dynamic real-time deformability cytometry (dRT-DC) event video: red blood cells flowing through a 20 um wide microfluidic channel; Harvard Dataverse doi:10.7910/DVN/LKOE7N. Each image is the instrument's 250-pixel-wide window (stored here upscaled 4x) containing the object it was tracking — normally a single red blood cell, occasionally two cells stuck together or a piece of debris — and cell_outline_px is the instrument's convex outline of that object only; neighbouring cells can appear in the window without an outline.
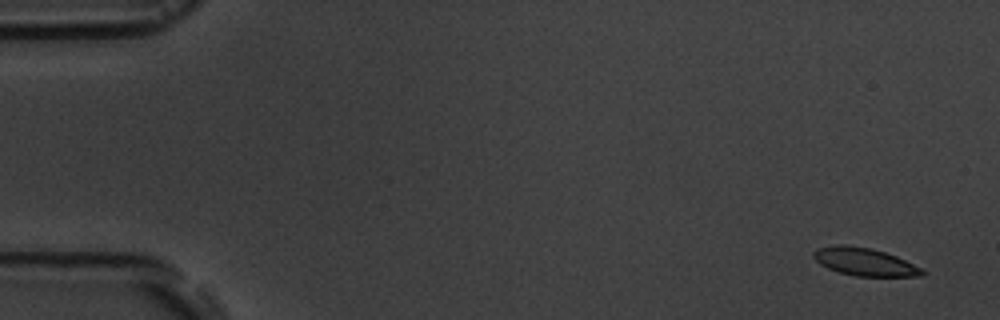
{"species": "common noctule bat (a hibernating species)", "species_latin": "Nyctalus noctula", "temperature_condition": "room temperature", "stored_images_in_passage": 5, "camera_frame_rate_fps": 3000, "um_per_image_px": 0.085, "animal": {"sex": "male", "body_mass_g": 19.5, "forearm_length_mm": 54.6}, "frame": {"image": 1, "passage_image": 1, "time_ms": 0.0, "image_size_px": [1000, 320], "cell_outline_px": [[928, 272], [924, 276], [856, 276], [840, 272], [828, 268], [820, 264], [812, 256], [812, 252], [820, 248], [836, 244], [844, 244], [868, 248], [884, 252], [896, 256], [924, 268]], "centroid_in_image_um": [73.54, 22.26], "position_along_channel_um": 11.5, "area_um2": 17.63}}
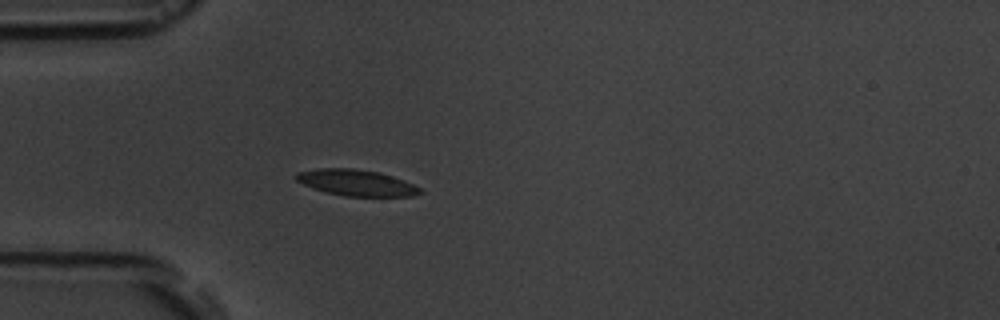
{"frame": {"image": 2, "passage_image": 5, "time_ms": 4.667, "image_size_px": [1000, 320], "cell_outline_px": [[424, 192], [412, 196], [344, 196], [312, 188], [296, 180], [292, 176], [296, 172], [320, 168], [352, 168], [380, 172], [404, 180], [420, 188]], "centroid_in_image_um": [30.27, 15.52], "position_along_channel_um": 54.7, "area_um2": 18.9}}